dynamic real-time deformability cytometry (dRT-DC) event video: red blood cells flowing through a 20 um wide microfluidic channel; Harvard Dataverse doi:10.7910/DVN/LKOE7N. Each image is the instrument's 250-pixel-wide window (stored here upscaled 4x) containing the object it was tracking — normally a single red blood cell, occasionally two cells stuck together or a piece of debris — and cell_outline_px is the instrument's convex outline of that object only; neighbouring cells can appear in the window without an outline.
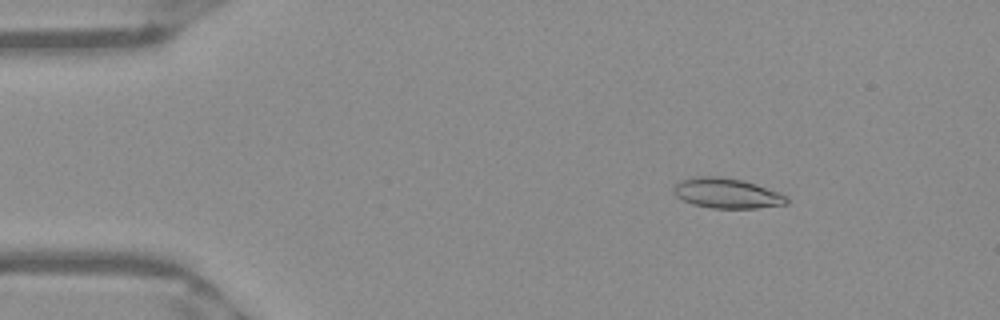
{"species": "Egyptian fruit bat (a non-hibernating species)", "species_latin": "Rousettus aegyptiacus", "temperature_condition": "warm", "stored_images_in_passage": 52, "camera_frame_rate_fps": 3000, "um_per_image_px": 0.085, "frame": {"image": 1, "passage_image": 8, "time_ms": 2.333, "image_size_px": [1000, 320], "cell_outline_px": [[788, 204], [756, 208], [712, 208], [692, 204], [676, 196], [672, 192], [672, 188], [680, 180], [696, 176], [720, 176], [744, 180], [780, 192], [788, 196]], "centroid_in_image_um": [61.79, 16.42], "position_along_channel_um": 23.2, "area_um2": 20.06}}
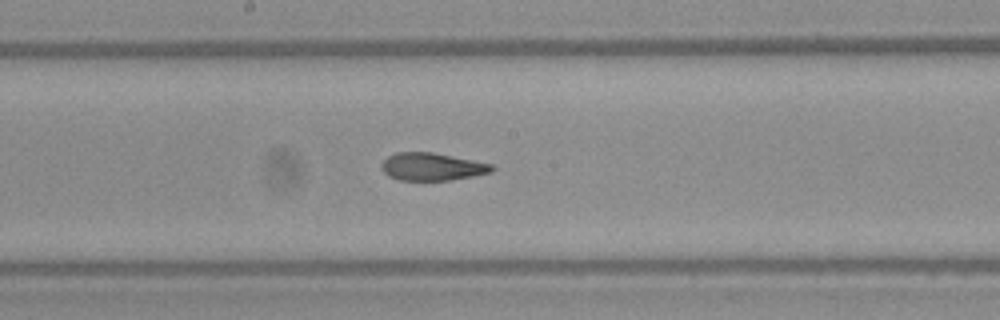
{"frame": {"image": 2, "passage_image": 28, "time_ms": 9.0, "image_size_px": [1000, 320], "cell_outline_px": [[496, 168], [492, 172], [472, 176], [448, 180], [400, 180], [388, 176], [380, 168], [380, 164], [388, 156], [396, 152], [432, 152], [492, 164]], "centroid_in_image_um": [36.7, 14.17], "position_along_channel_um": 211.5, "area_um2": 17.74}}
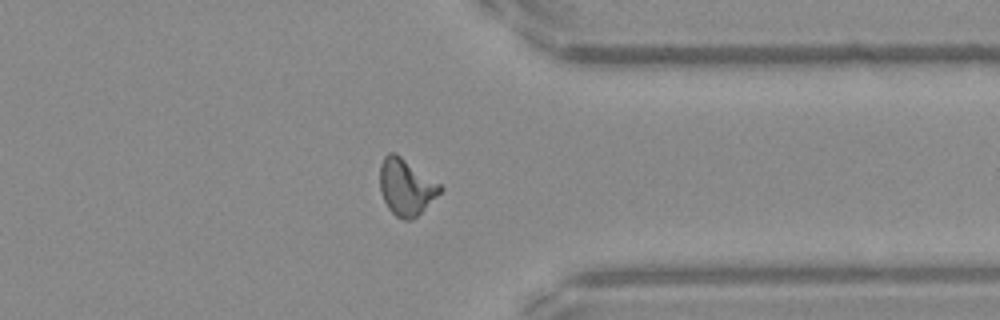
{"frame": {"image": 3, "passage_image": 41, "time_ms": 13.333, "image_size_px": [1000, 320], "cell_outline_px": [[444, 188], [412, 220], [404, 220], [396, 216], [388, 208], [380, 192], [380, 164], [384, 156], [388, 152], [396, 152], [440, 184]], "centroid_in_image_um": [34.49, 15.87], "position_along_channel_um": 376.9, "area_um2": 19.65}, "authors_computed_cell_mechanics": {"area_um2": 19.1029, "velocity_mm_per_s": 3.9544, "shape_relaxation_time_tau1_ms": null, "shape_relaxation_time_tau2_ms": 1.9931, "deformation_change_tau1": null, "deformation_change_tau2": 0.0925}}